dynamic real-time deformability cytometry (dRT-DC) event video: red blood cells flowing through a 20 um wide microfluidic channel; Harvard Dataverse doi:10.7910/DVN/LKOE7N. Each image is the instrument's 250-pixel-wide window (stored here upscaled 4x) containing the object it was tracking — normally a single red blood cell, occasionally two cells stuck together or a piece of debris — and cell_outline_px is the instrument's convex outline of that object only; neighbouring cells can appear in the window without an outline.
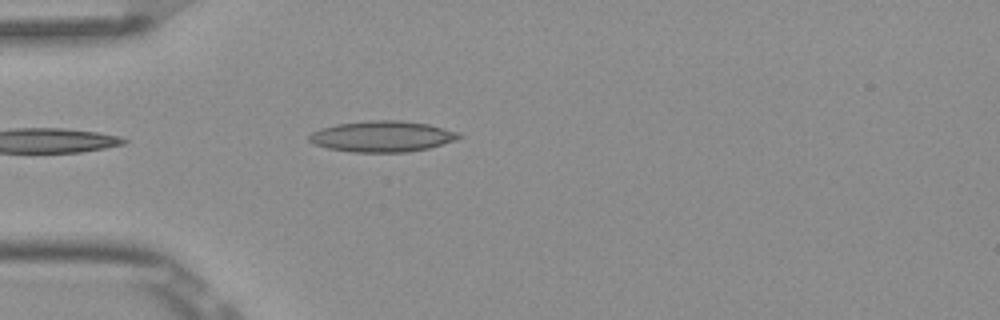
{"species": "Egyptian fruit bat (a non-hibernating species)", "species_latin": "Rousettus aegyptiacus", "temperature_condition": "room temperature", "stored_images_in_passage": 1, "camera_frame_rate_fps": 3000, "um_per_image_px": 0.085, "frame": {"image": 1, "passage_image": 1, "time_ms": 0.0, "image_size_px": [1000, 320], "cell_outline_px": [[464, 136], [456, 140], [428, 148], [408, 152], [352, 152], [328, 148], [316, 144], [308, 140], [308, 136], [312, 132], [320, 128], [336, 124], [368, 120], [400, 120], [428, 124], [460, 132]], "centroid_in_image_um": [32.51, 11.59], "position_along_channel_um": 52.5, "area_um2": 27.11}}